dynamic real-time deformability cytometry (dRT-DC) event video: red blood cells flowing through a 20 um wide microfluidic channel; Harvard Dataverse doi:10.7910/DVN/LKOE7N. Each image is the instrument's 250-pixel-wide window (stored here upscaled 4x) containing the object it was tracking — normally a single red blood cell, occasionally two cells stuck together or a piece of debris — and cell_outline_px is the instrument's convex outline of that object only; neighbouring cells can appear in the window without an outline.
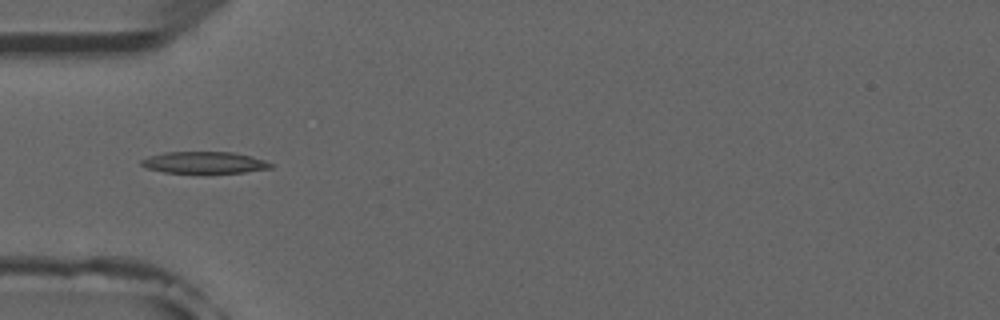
{"species": "common noctule bat (a hibernating species)", "species_latin": "Nyctalus noctula", "temperature_condition": "room temperature", "stored_images_in_passage": 8, "camera_frame_rate_fps": 3000, "um_per_image_px": 0.085, "animal": {"sex": "male", "forearm_length_mm": 52.5}, "frame": {"image": 1, "passage_image": 5, "time_ms": 4.667, "image_size_px": [1000, 320], "cell_outline_px": [[272, 168], [244, 172], [164, 172], [148, 168], [140, 164], [140, 160], [148, 156], [164, 152], [232, 152], [264, 160], [272, 164]], "centroid_in_image_um": [17.32, 13.8], "position_along_channel_um": 67.7, "area_um2": 16.01}}
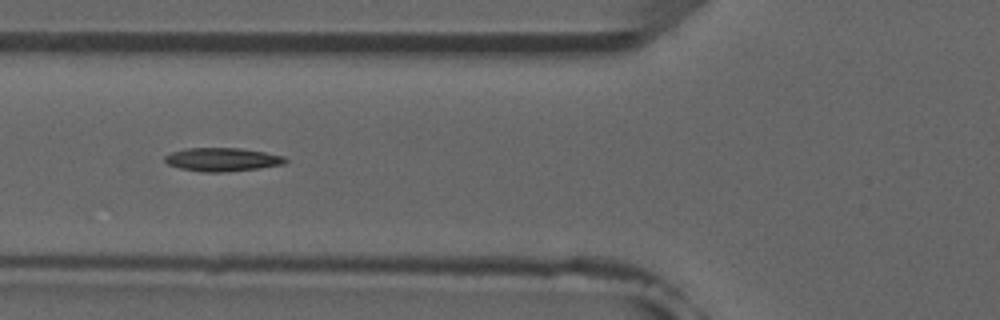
{"frame": {"image": 2, "passage_image": 6, "time_ms": 5.667, "image_size_px": [1000, 320], "cell_outline_px": [[288, 160], [284, 164], [260, 168], [224, 172], [204, 172], [180, 168], [168, 164], [164, 160], [164, 156], [172, 152], [184, 148], [240, 148], [264, 152], [284, 156]], "centroid_in_image_um": [18.89, 13.55], "position_along_channel_um": 106.9, "area_um2": 16.47}}
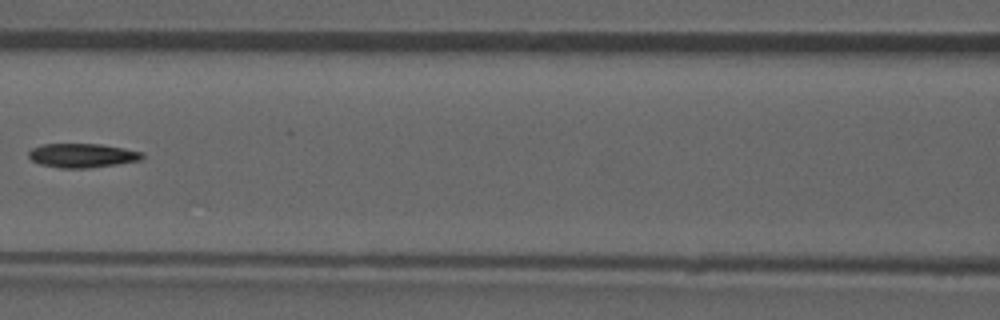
{"frame": {"image": 3, "passage_image": 7, "time_ms": 7.0, "image_size_px": [1000, 320], "cell_outline_px": [[144, 156], [140, 160], [116, 164], [88, 168], [60, 168], [40, 164], [32, 160], [28, 156], [28, 152], [32, 148], [44, 144], [100, 144], [124, 148], [144, 152]], "centroid_in_image_um": [6.99, 13.21], "position_along_channel_um": 159.6, "area_um2": 15.9}}